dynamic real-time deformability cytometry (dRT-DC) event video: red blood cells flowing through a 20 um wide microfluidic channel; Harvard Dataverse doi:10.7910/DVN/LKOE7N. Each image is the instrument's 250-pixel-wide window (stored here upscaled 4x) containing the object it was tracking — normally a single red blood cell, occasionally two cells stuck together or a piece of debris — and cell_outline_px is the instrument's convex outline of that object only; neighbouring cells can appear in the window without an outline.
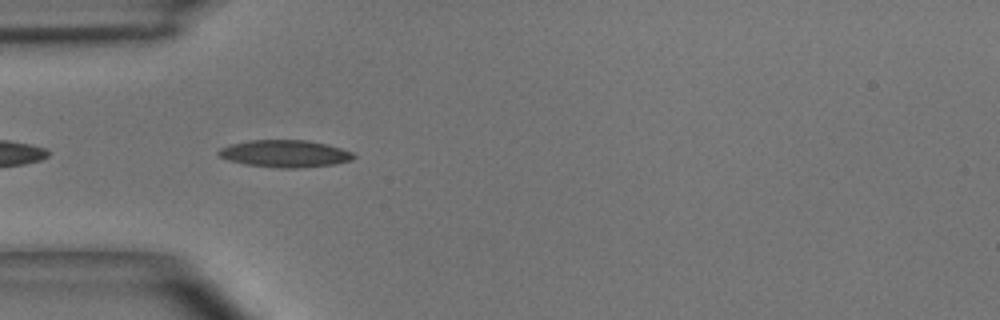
{"species": "common noctule bat (a hibernating species)", "species_latin": "Nyctalus noctula", "temperature_condition": "room temperature", "stored_images_in_passage": 9, "camera_frame_rate_fps": 3000, "um_per_image_px": 0.085, "animal": {"sex": "male", "body_mass_g": 15.6}, "frame": {"image": 1, "passage_image": 2, "time_ms": 0.333, "image_size_px": [1000, 320], "cell_outline_px": [[356, 156], [352, 160], [336, 164], [296, 168], [280, 168], [244, 164], [228, 160], [220, 156], [216, 152], [220, 148], [232, 144], [248, 140], [308, 140], [328, 144], [352, 152]], "centroid_in_image_um": [24.23, 13.06], "position_along_channel_um": 60.8, "area_um2": 21.44}}
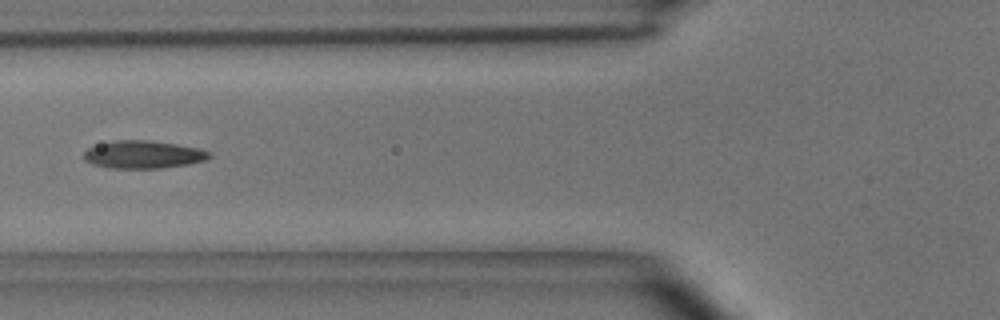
{"frame": {"image": 2, "passage_image": 6, "time_ms": 1.667, "image_size_px": [1000, 320], "cell_outline_px": [[212, 156], [204, 160], [188, 164], [160, 168], [108, 168], [92, 164], [84, 160], [84, 152], [88, 148], [112, 140], [152, 140], [176, 144], [196, 148], [212, 152]], "centroid_in_image_um": [12.16, 13.13], "position_along_channel_um": 113.6, "area_um2": 20.29}}